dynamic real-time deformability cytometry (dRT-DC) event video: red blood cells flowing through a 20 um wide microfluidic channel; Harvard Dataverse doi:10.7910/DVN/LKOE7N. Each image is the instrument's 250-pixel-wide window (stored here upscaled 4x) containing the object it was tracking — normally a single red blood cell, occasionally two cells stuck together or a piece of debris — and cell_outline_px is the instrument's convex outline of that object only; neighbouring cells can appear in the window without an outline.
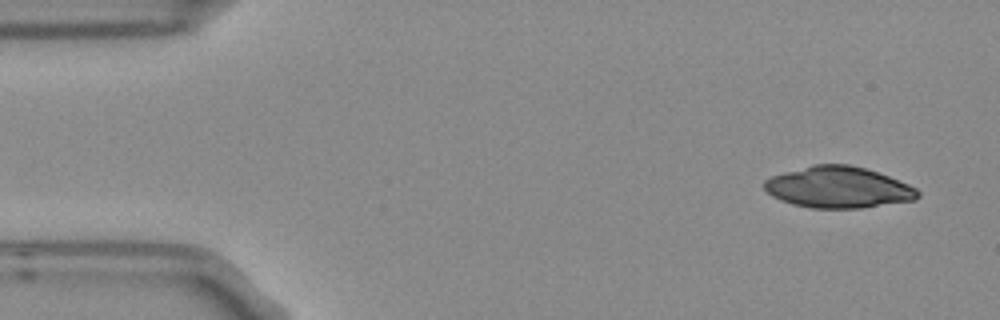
{"species": "Egyptian fruit bat (a non-hibernating species)", "species_latin": "Rousettus aegyptiacus", "temperature_condition": "room temperature", "stored_images_in_passage": 5, "segment_of_instrument_passage": [1, 2], "camera_frame_rate_fps": 3000, "um_per_image_px": 0.085, "frame": {"image": 1, "passage_image": 1, "time_ms": 0.0, "image_size_px": [1000, 320], "cell_outline_px": [[920, 196], [916, 200], [860, 208], [812, 208], [792, 204], [780, 200], [772, 196], [764, 188], [764, 180], [772, 176], [784, 172], [812, 164], [848, 164], [864, 168], [888, 176], [908, 184], [916, 188], [920, 192]], "centroid_in_image_um": [71.25, 15.92], "position_along_channel_um": 13.7, "area_um2": 36.93}}